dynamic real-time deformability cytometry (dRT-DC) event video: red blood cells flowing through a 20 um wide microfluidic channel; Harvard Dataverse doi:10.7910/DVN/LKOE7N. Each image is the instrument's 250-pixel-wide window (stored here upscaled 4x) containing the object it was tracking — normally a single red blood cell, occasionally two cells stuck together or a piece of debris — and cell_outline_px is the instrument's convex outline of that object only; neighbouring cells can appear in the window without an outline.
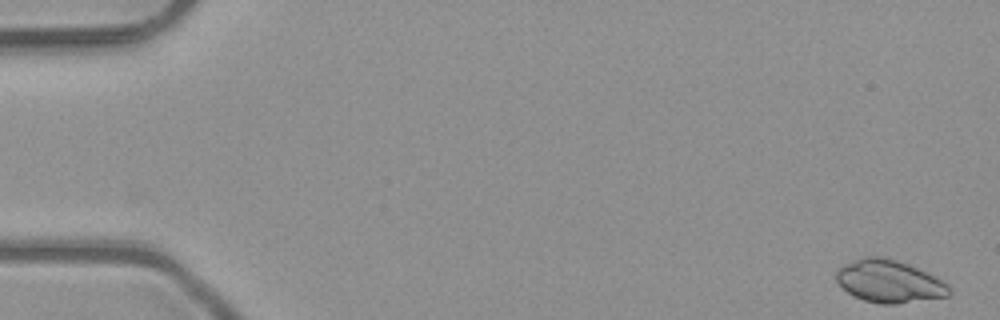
{"species": "common noctule bat (a hibernating species)", "species_latin": "Nyctalus noctula", "temperature_condition": "room temperature", "stored_images_in_passage": 4, "camera_frame_rate_fps": 3000, "um_per_image_px": 0.085, "animal": {"sex": "male", "body_mass_g": 23.1, "forearm_length_mm": 52.7}, "frame": {"image": 1, "passage_image": 1, "time_ms": 0.0, "image_size_px": [1000, 320], "cell_outline_px": [[952, 292], [948, 296], [896, 304], [880, 304], [864, 300], [848, 292], [836, 280], [836, 272], [844, 264], [864, 256], [880, 256], [896, 260], [908, 264], [948, 284], [952, 288]], "centroid_in_image_um": [75.58, 23.92], "position_along_channel_um": 9.4, "area_um2": 27.63}}
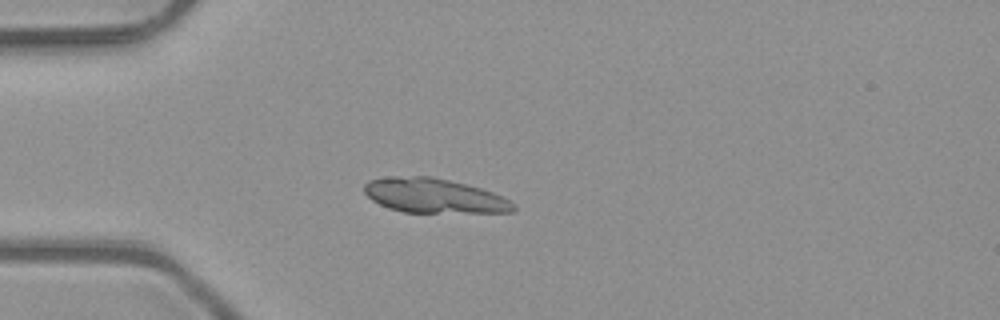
{"frame": {"image": 2, "passage_image": 4, "time_ms": 1.0, "image_size_px": [1000, 320], "cell_outline_px": [[516, 212], [404, 212], [388, 208], [372, 200], [364, 192], [364, 184], [368, 180], [384, 176], [432, 176], [480, 188], [492, 192], [516, 204]], "centroid_in_image_um": [36.86, 16.63], "position_along_channel_um": 48.1, "area_um2": 29.94}}